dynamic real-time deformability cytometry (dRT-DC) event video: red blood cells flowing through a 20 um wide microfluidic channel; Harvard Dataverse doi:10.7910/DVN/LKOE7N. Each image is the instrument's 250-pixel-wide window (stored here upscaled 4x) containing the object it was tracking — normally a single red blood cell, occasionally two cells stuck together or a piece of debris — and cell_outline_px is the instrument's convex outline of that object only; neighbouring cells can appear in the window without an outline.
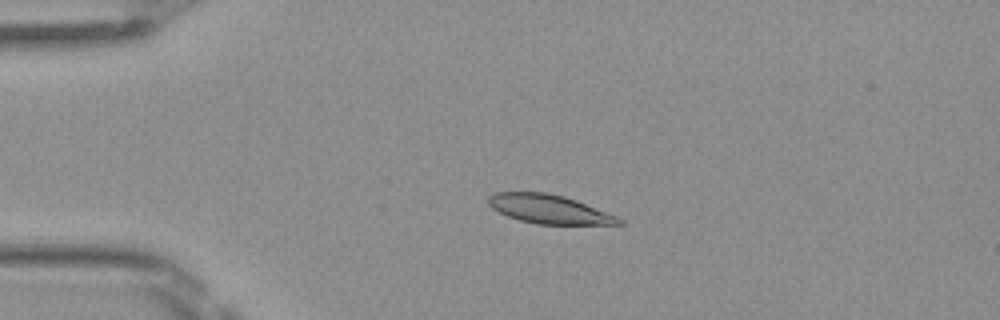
{"species": "Egyptian fruit bat (a non-hibernating species)", "species_latin": "Rousettus aegyptiacus", "temperature_condition": "room temperature", "stored_images_in_passage": 6, "camera_frame_rate_fps": 3000, "um_per_image_px": 0.085, "frame": {"image": 1, "passage_image": 4, "time_ms": 1.0, "image_size_px": [1000, 320], "cell_outline_px": [[624, 224], [536, 224], [520, 220], [508, 216], [492, 208], [488, 204], [488, 196], [496, 192], [548, 192], [564, 196], [576, 200], [620, 216], [624, 220]], "centroid_in_image_um": [46.72, 17.77], "position_along_channel_um": 38.3, "area_um2": 22.08}}
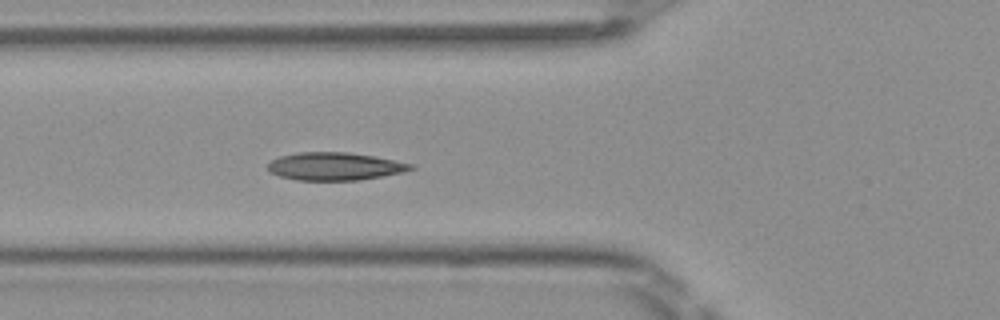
{"frame": {"image": 2, "passage_image": 6, "time_ms": 1.667, "image_size_px": [1000, 320], "cell_outline_px": [[416, 168], [400, 172], [360, 180], [296, 180], [280, 176], [268, 172], [268, 164], [272, 160], [280, 156], [300, 152], [348, 152], [372, 156], [416, 164]], "centroid_in_image_um": [28.45, 14.14], "position_along_channel_um": 97.4, "area_um2": 23.06}}